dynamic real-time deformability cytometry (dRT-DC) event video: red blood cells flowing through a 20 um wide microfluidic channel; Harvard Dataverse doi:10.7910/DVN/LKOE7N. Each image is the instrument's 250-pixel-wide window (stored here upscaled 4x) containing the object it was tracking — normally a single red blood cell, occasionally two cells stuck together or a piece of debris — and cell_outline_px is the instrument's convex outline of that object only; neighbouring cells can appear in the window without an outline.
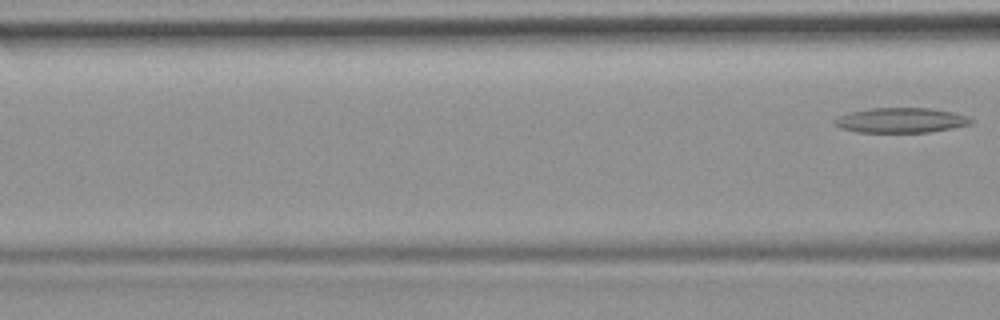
{"species": "common noctule bat (a hibernating species)", "species_latin": "Nyctalus noctula", "temperature_condition": "room temperature", "stored_images_in_passage": 6, "camera_frame_rate_fps": 3000, "um_per_image_px": 0.085, "animal": {"sex": "female", "body_mass_g": 19.9}, "frame": {"image": 1, "passage_image": 6, "time_ms": 1.667, "image_size_px": [1000, 320], "cell_outline_px": [[976, 120], [972, 124], [932, 132], [856, 132], [840, 128], [832, 124], [832, 120], [848, 112], [868, 108], [928, 108], [956, 112], [968, 116]], "centroid_in_image_um": [76.59, 10.22], "position_along_channel_um": 90.0, "area_um2": 20.23}}